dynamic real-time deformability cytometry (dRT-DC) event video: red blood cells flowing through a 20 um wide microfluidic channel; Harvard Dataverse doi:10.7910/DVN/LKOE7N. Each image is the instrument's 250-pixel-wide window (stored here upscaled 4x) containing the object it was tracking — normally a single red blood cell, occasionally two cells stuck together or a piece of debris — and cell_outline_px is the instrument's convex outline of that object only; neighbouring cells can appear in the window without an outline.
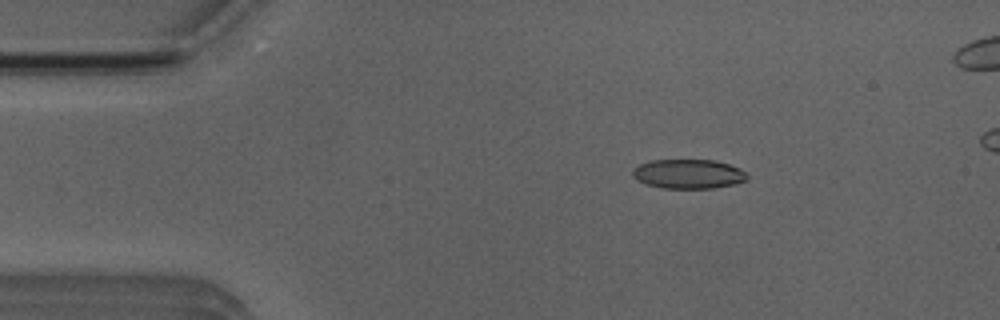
{"species": "Egyptian fruit bat (a non-hibernating species)", "species_latin": "Rousettus aegyptiacus", "temperature_condition": "room temperature", "stored_images_in_passage": 50, "camera_frame_rate_fps": 3000, "um_per_image_px": 0.085, "animal": {"sex": "male"}, "frame": {"image": 1, "passage_image": 8, "time_ms": 2.333, "image_size_px": [1000, 320], "cell_outline_px": [[748, 176], [744, 180], [732, 184], [712, 188], [660, 188], [644, 184], [636, 180], [632, 176], [632, 168], [648, 160], [716, 160], [740, 168]], "centroid_in_image_um": [58.43, 14.78], "position_along_channel_um": 26.6, "area_um2": 19.65}}
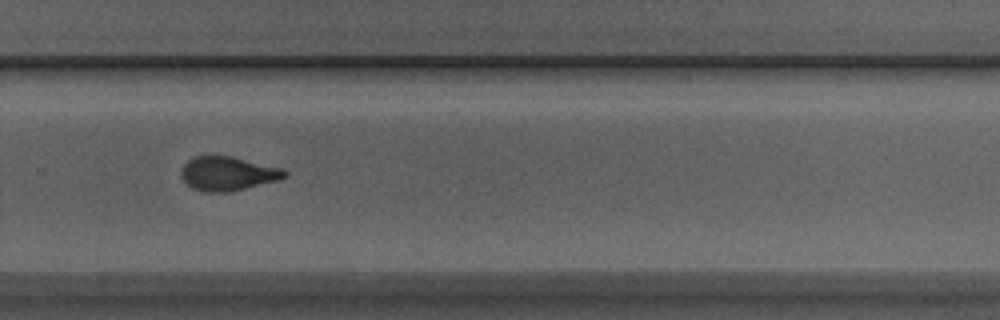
{"frame": {"image": 2, "passage_image": 34, "time_ms": 11.0, "image_size_px": [1000, 320], "cell_outline_px": [[288, 176], [280, 180], [228, 192], [204, 192], [192, 188], [180, 176], [180, 172], [184, 164], [188, 160], [196, 156], [232, 156], [284, 168], [288, 172]], "centroid_in_image_um": [19.4, 14.75], "position_along_channel_um": 310.4, "area_um2": 20.69}}
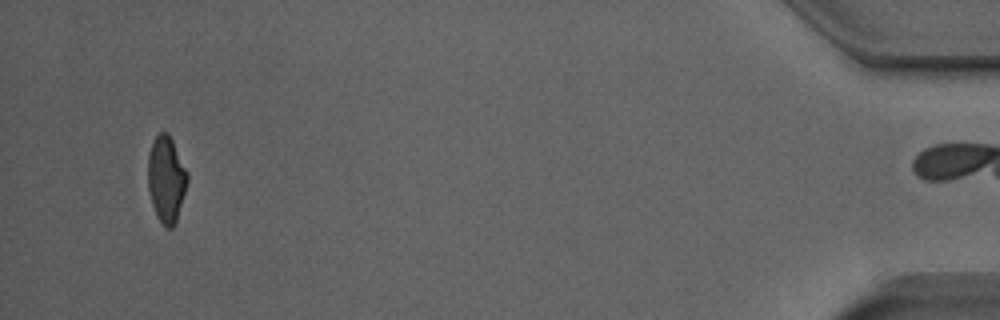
{"frame": {"image": 3, "passage_image": 49, "time_ms": 16.0, "image_size_px": [1000, 320], "cell_outline_px": [[188, 180], [176, 220], [172, 228], [164, 228], [156, 216], [152, 204], [148, 188], [148, 156], [152, 144], [156, 136], [160, 132], [168, 132], [188, 172]], "centroid_in_image_um": [14.13, 15.24], "position_along_channel_um": 421.1, "area_um2": 19.71}, "authors_computed_cell_mechanics": {"area_um2": 20.4901, "velocity_mm_per_s": 3.9341, "shape_relaxation_time_tau1_ms": 7.8793, "shape_relaxation_time_tau2_ms": 1.2716, "deformation_change_tau1": 0.1957, "deformation_change_tau2": 0.0863}}